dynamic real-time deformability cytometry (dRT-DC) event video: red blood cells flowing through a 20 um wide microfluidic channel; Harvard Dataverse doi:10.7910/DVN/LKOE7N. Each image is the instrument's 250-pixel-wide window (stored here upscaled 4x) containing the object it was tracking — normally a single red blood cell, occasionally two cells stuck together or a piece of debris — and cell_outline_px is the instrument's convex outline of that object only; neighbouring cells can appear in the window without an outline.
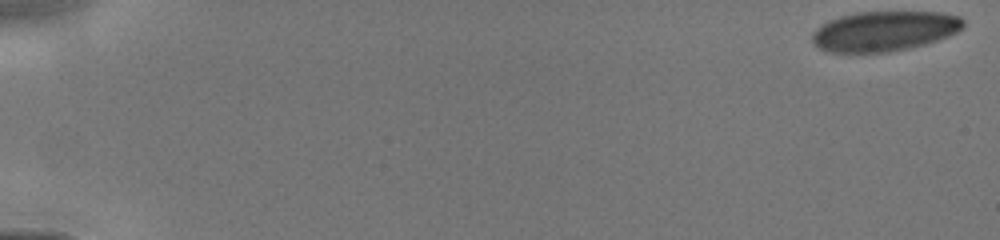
{"species": "human", "species_latin": "Homo sapiens", "temperature_condition": "cold", "stored_images_in_passage": 14, "camera_frame_rate_fps": 3000, "um_per_image_px": 0.085, "donor": {"sex": "male"}, "frame": {"image": 1, "passage_image": 1, "time_ms": 0.0, "image_size_px": [1000, 240], "cell_outline_px": [[964, 28], [948, 36], [924, 44], [908, 48], [888, 52], [832, 52], [820, 48], [812, 40], [812, 32], [816, 28], [828, 20], [840, 16], [856, 12], [940, 12], [960, 16], [964, 20]], "centroid_in_image_um": [75.18, 2.63], "position_along_channel_um": 9.8, "area_um2": 35.14}}
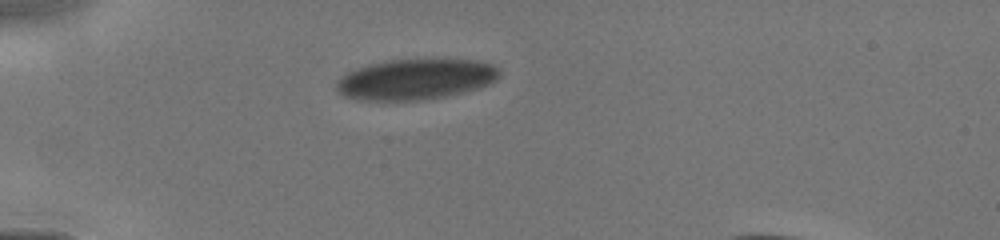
{"frame": {"image": 2, "passage_image": 10, "time_ms": 4.333, "image_size_px": [1000, 240], "cell_outline_px": [[500, 76], [496, 80], [488, 84], [476, 88], [444, 96], [416, 100], [360, 100], [344, 96], [336, 88], [336, 84], [348, 72], [368, 64], [384, 60], [476, 60], [492, 64], [500, 72]], "centroid_in_image_um": [35.32, 6.73], "position_along_channel_um": 49.7, "area_um2": 37.92}}
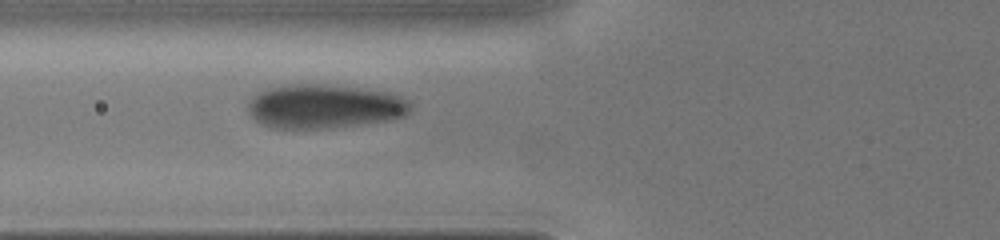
{"frame": {"image": 3, "passage_image": 14, "time_ms": 6.0, "image_size_px": [1000, 240], "cell_outline_px": [[412, 108], [404, 116], [388, 120], [328, 128], [272, 128], [256, 120], [248, 112], [248, 100], [256, 92], [268, 88], [292, 84], [316, 84], [356, 88], [388, 92], [400, 96], [408, 100], [412, 104]], "centroid_in_image_um": [27.55, 9.04], "position_along_channel_um": 98.3, "area_um2": 41.44}}